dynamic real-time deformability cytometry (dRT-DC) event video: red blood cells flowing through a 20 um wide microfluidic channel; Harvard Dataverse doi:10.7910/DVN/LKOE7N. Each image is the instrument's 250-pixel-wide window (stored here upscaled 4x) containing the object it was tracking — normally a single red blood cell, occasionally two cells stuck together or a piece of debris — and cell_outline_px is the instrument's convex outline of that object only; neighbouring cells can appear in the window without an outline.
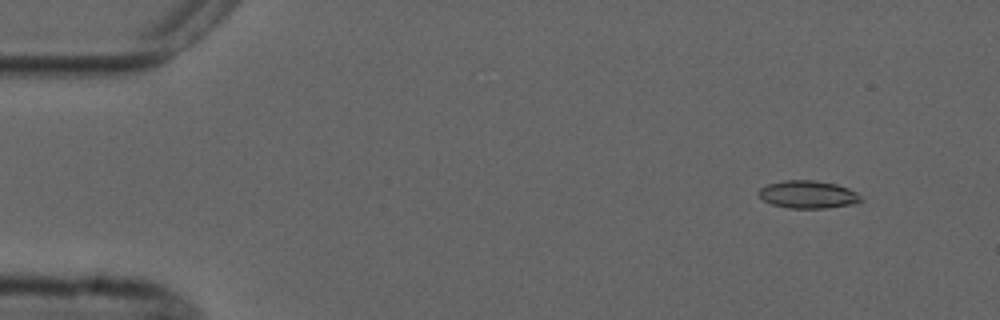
{"species": "common noctule bat (a hibernating species)", "species_latin": "Nyctalus noctula", "temperature_condition": "cold", "stored_images_in_passage": 5, "camera_frame_rate_fps": 3000, "um_per_image_px": 0.085, "animal": {"sex": "male", "forearm_length_mm": 52.5}, "frame": {"image": 1, "passage_image": 2, "time_ms": 1.333, "image_size_px": [1000, 320], "cell_outline_px": [[864, 200], [856, 204], [824, 208], [788, 208], [772, 204], [764, 200], [756, 192], [760, 188], [768, 184], [784, 180], [816, 180], [836, 184], [848, 188], [856, 192]], "centroid_in_image_um": [68.69, 16.53], "position_along_channel_um": 16.3, "area_um2": 16.59}}
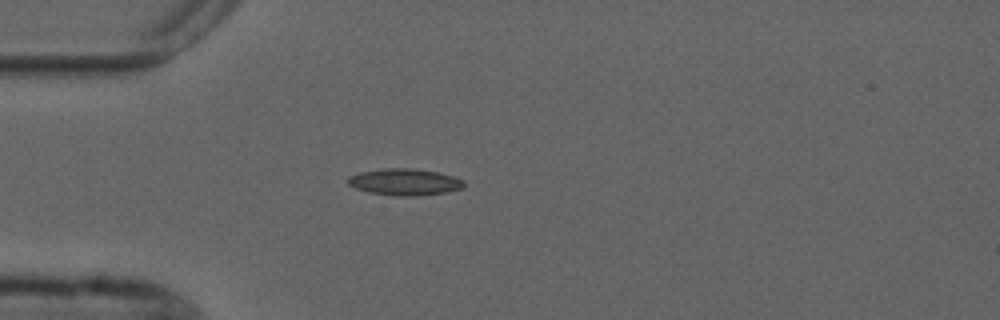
{"frame": {"image": 2, "passage_image": 5, "time_ms": 4.667, "image_size_px": [1000, 320], "cell_outline_px": [[464, 188], [448, 192], [416, 196], [396, 196], [368, 192], [356, 188], [348, 184], [348, 176], [360, 172], [384, 168], [412, 168], [436, 172], [452, 176], [464, 180]], "centroid_in_image_um": [34.4, 15.47], "position_along_channel_um": 50.6, "area_um2": 18.03}}